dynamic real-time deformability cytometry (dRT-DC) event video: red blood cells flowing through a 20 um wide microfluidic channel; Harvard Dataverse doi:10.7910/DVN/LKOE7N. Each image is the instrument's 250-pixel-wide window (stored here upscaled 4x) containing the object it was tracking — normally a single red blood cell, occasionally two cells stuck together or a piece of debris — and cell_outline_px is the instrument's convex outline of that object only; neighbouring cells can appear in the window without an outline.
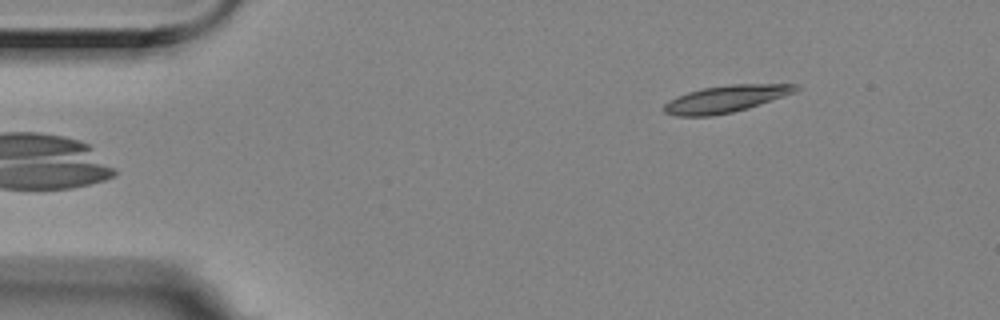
{"species": "Egyptian fruit bat (a non-hibernating species)", "species_latin": "Rousettus aegyptiacus", "temperature_condition": "room temperature", "stored_images_in_passage": 3, "camera_frame_rate_fps": 3000, "um_per_image_px": 0.085, "animal": {"sex": "female"}, "frame": {"image": 1, "passage_image": 3, "time_ms": 0.667, "image_size_px": [1000, 320], "cell_outline_px": [[800, 88], [792, 92], [748, 108], [732, 112], [712, 116], [676, 116], [664, 112], [660, 108], [668, 100], [688, 92], [704, 88], [732, 84], [796, 84]], "centroid_in_image_um": [61.59, 8.42], "position_along_channel_um": 23.4, "area_um2": 20.4}}